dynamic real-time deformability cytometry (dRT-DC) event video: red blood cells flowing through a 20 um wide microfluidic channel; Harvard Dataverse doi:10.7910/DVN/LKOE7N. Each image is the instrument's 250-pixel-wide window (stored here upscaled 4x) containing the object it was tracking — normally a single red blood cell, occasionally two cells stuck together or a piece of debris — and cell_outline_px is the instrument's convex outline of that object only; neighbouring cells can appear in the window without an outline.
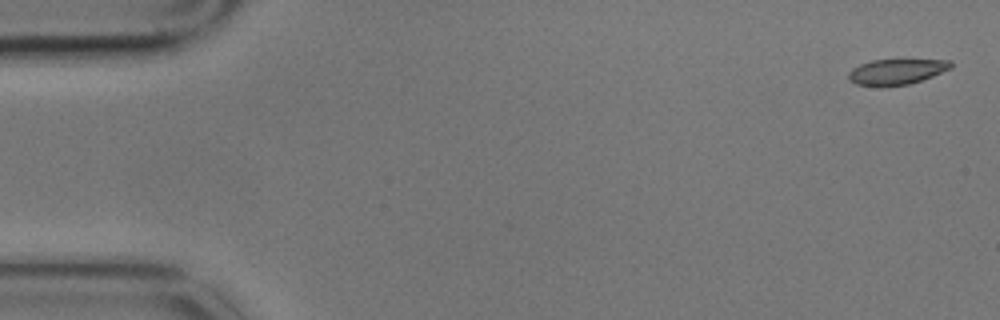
{"species": "common noctule bat (a hibernating species)", "species_latin": "Nyctalus noctula", "temperature_condition": "cold", "stored_images_in_passage": 5, "camera_frame_rate_fps": 3000, "um_per_image_px": 0.085, "animal": {"sex": "male", "body_mass_g": 17.9}, "frame": {"image": 1, "passage_image": 1, "time_ms": 0.0, "image_size_px": [1000, 320], "cell_outline_px": [[952, 68], [932, 76], [908, 84], [884, 88], [880, 88], [856, 84], [848, 80], [848, 72], [852, 68], [860, 64], [872, 60], [952, 60]], "centroid_in_image_um": [76.15, 6.12], "position_along_channel_um": 8.9, "area_um2": 15.49}}
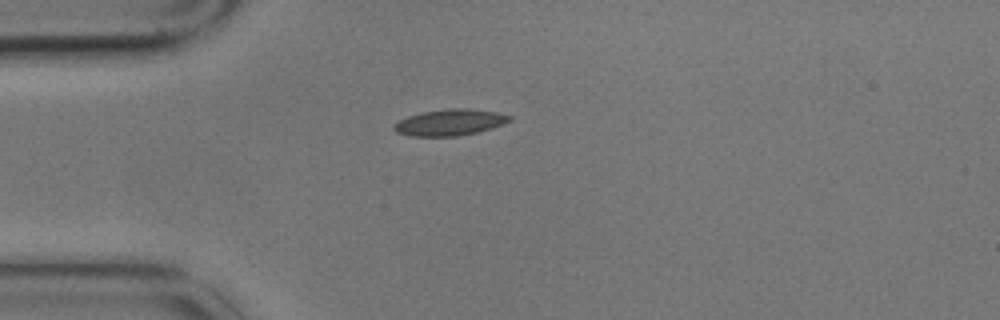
{"frame": {"image": 2, "passage_image": 4, "time_ms": 1.0, "image_size_px": [1000, 320], "cell_outline_px": [[512, 120], [504, 124], [492, 128], [476, 132], [456, 136], [412, 136], [396, 132], [392, 128], [392, 124], [408, 116], [424, 112], [448, 108], [468, 108], [496, 112], [512, 116]], "centroid_in_image_um": [38.24, 10.4], "position_along_channel_um": 46.8, "area_um2": 17.69}}
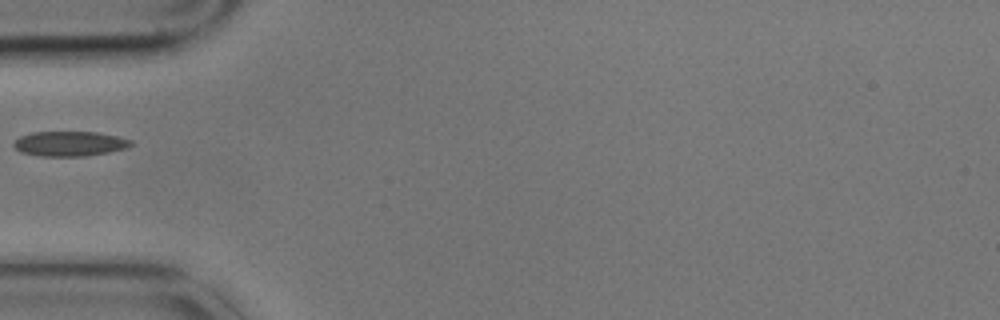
{"frame": {"image": 3, "passage_image": 5, "time_ms": 1.333, "image_size_px": [1000, 320], "cell_outline_px": [[132, 144], [124, 148], [108, 152], [84, 156], [36, 156], [20, 152], [12, 144], [20, 136], [32, 132], [96, 132], [120, 136], [132, 140]], "centroid_in_image_um": [5.9, 12.21], "position_along_channel_um": 79.1, "area_um2": 16.99}}